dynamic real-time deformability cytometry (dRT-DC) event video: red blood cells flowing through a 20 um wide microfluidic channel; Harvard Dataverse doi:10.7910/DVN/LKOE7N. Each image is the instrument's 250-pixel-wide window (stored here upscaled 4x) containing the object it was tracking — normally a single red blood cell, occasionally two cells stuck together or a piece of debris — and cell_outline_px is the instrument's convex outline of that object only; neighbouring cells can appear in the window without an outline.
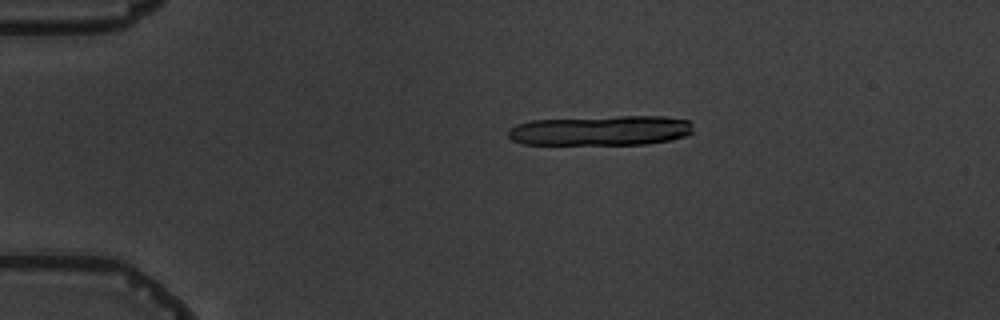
{"species": "common noctule bat (a hibernating species)", "species_latin": "Nyctalus noctula", "temperature_condition": "warm", "stored_images_in_passage": 7, "camera_frame_rate_fps": 3000, "um_per_image_px": 0.085, "animal": {"sex": "male", "body_mass_g": 19.5, "forearm_length_mm": 54.6}, "frame": {"image": 1, "passage_image": 4, "time_ms": 3.667, "image_size_px": [1000, 320], "cell_outline_px": [[692, 132], [684, 136], [672, 140], [644, 144], [524, 144], [512, 140], [508, 136], [508, 128], [516, 124], [532, 120], [620, 116], [664, 116], [688, 120], [692, 124]], "centroid_in_image_um": [51.06, 11.09], "position_along_channel_um": 33.9, "area_um2": 32.31}}